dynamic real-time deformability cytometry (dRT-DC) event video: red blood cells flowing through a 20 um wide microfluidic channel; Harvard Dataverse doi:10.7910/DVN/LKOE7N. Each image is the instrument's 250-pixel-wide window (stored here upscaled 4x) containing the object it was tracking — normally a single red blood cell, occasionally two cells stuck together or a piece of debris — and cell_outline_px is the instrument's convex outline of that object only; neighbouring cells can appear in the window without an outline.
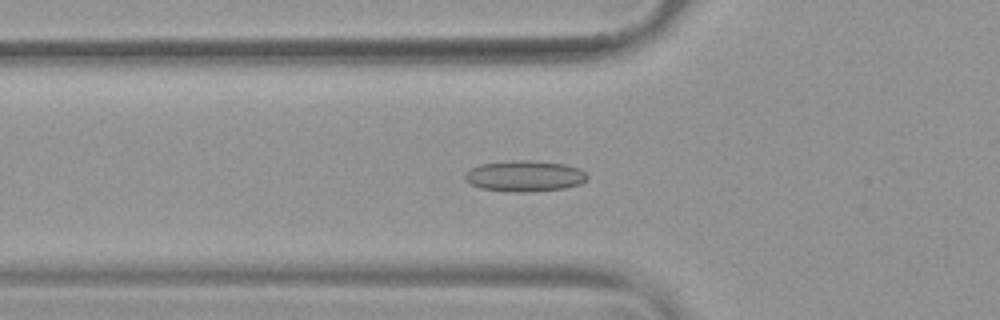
{"species": "common noctule bat (a hibernating species)", "species_latin": "Nyctalus noctula", "temperature_condition": "warm", "stored_images_in_passage": 54, "camera_frame_rate_fps": 3000, "um_per_image_px": 0.085, "animal": {"sex": "female", "body_mass_g": 19.9}, "frame": {"image": 1, "passage_image": 19, "time_ms": 6.0, "image_size_px": [1000, 320], "cell_outline_px": [[588, 180], [580, 184], [564, 188], [524, 192], [512, 192], [480, 188], [464, 180], [464, 172], [480, 164], [512, 160], [532, 160], [564, 164], [580, 168], [588, 176]], "centroid_in_image_um": [44.59, 14.96], "position_along_channel_um": 81.2, "area_um2": 22.2}}
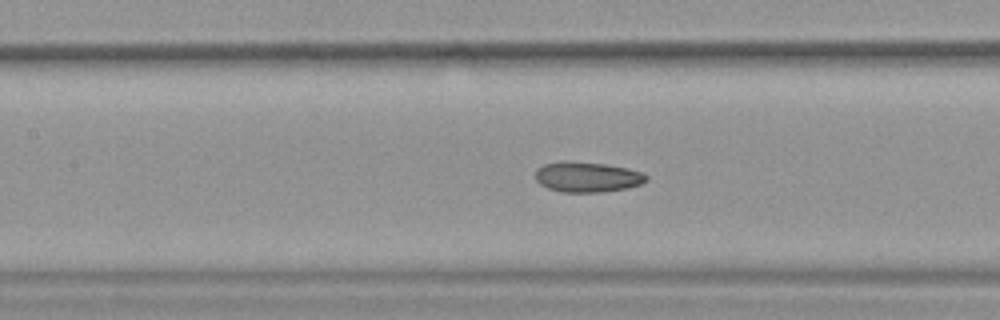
{"frame": {"image": 2, "passage_image": 25, "time_ms": 8.0, "image_size_px": [1000, 320], "cell_outline_px": [[648, 180], [640, 184], [628, 188], [600, 192], [564, 192], [548, 188], [540, 184], [536, 180], [536, 168], [544, 164], [560, 160], [564, 160], [604, 164], [628, 168], [644, 172], [648, 176]], "centroid_in_image_um": [49.92, 15.03], "position_along_channel_um": 157.5, "area_um2": 19.77}}
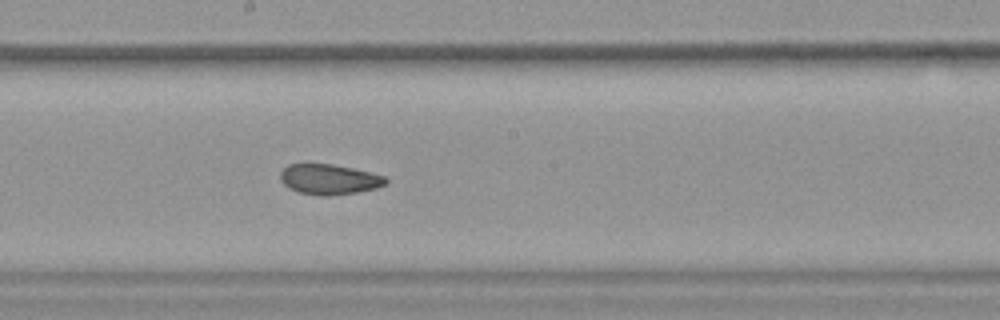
{"frame": {"image": 3, "passage_image": 30, "time_ms": 9.667, "image_size_px": [1000, 320], "cell_outline_px": [[388, 184], [376, 188], [356, 192], [328, 196], [320, 196], [296, 192], [288, 188], [280, 180], [280, 172], [288, 164], [332, 164], [352, 168], [384, 176], [388, 180]], "centroid_in_image_um": [27.95, 15.25], "position_along_channel_um": 220.2, "area_um2": 18.67}, "authors_computed_cell_mechanics": {"area_um2": 20.1433, "velocity_mm_per_s": 3.7863, "shape_relaxation_time_tau1_ms": 8.2009, "shape_relaxation_time_tau2_ms": 2.6968, "deformation_change_tau1": 0.1596, "deformation_change_tau2": 0.0887}}